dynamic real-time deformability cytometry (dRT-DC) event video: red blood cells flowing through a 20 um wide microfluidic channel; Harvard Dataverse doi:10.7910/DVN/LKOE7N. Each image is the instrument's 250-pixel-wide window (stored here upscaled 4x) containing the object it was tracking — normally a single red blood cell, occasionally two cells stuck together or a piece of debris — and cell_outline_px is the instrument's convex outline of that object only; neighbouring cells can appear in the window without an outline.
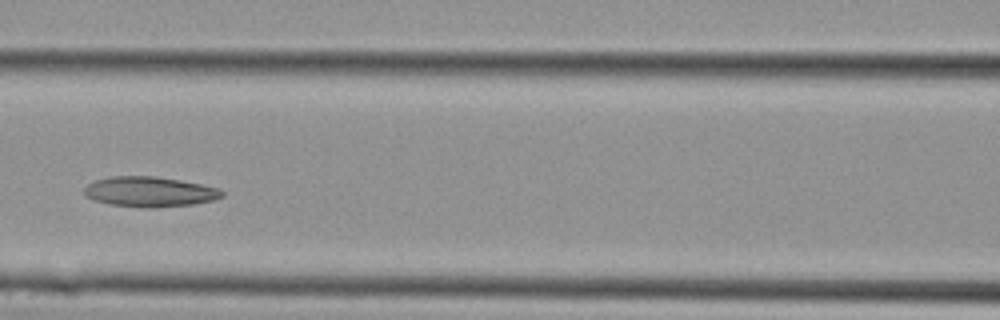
{"species": "Egyptian fruit bat (a non-hibernating species)", "species_latin": "Rousettus aegyptiacus", "temperature_condition": "cold", "stored_images_in_passage": 13, "camera_frame_rate_fps": 3000, "um_per_image_px": 0.085, "animal": {"sex": "female"}, "frame": {"image": 1, "passage_image": 10, "time_ms": 3.0, "image_size_px": [1000, 320], "cell_outline_px": [[224, 196], [212, 200], [192, 204], [156, 208], [148, 208], [108, 204], [84, 196], [84, 188], [88, 184], [96, 180], [112, 176], [156, 176], [180, 180], [220, 188], [224, 192]], "centroid_in_image_um": [12.72, 16.3], "position_along_channel_um": 153.9, "area_um2": 24.22}}
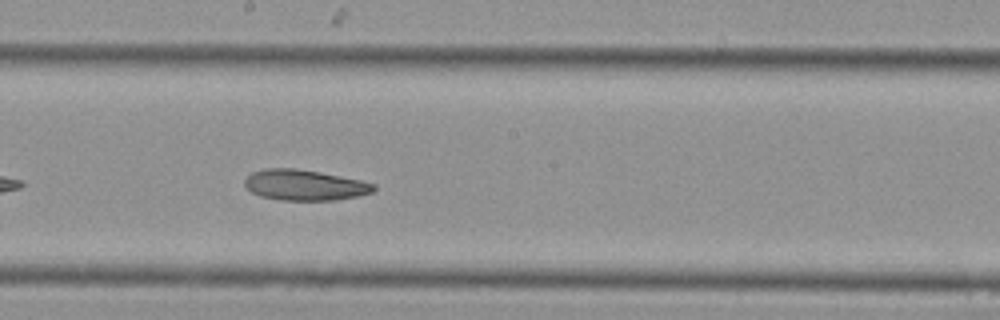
{"frame": {"image": 2, "passage_image": 13, "time_ms": 4.0, "image_size_px": [1000, 320], "cell_outline_px": [[376, 188], [372, 192], [356, 196], [336, 200], [280, 200], [260, 196], [252, 192], [244, 184], [244, 180], [252, 172], [264, 168], [296, 168], [320, 172], [360, 180], [376, 184]], "centroid_in_image_um": [25.88, 15.72], "position_along_channel_um": 222.3, "area_um2": 23.0}}